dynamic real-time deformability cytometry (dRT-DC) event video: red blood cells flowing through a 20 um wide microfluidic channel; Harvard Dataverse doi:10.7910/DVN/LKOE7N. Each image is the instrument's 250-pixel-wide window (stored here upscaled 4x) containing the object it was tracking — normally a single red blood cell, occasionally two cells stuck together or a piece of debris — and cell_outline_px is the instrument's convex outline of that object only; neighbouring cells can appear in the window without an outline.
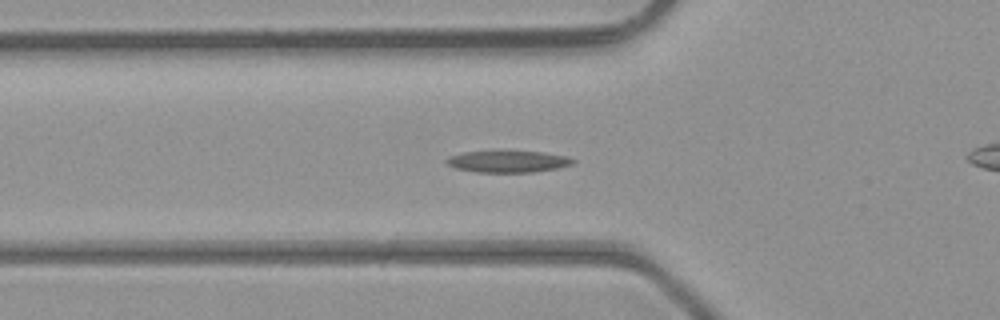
{"species": "common noctule bat (a hibernating species)", "species_latin": "Nyctalus noctula", "temperature_condition": "room temperature", "stored_images_in_passage": 47, "camera_frame_rate_fps": 3000, "um_per_image_px": 0.085, "animal": {"sex": "male", "body_mass_g": 23.1, "forearm_length_mm": 52.7}, "frame": {"image": 1, "passage_image": 16, "time_ms": 5.0, "image_size_px": [1000, 320], "cell_outline_px": [[576, 160], [572, 164], [556, 168], [532, 172], [476, 172], [456, 168], [444, 164], [444, 160], [448, 156], [464, 152], [492, 148], [544, 152], [568, 156]], "centroid_in_image_um": [43.1, 13.67], "position_along_channel_um": 82.7, "area_um2": 16.99}}
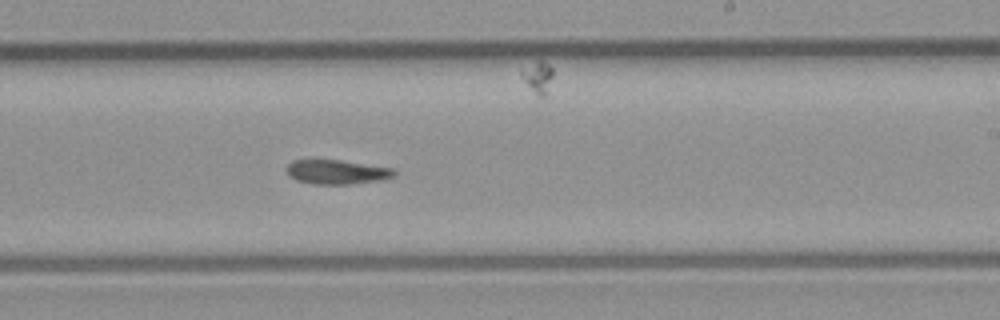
{"frame": {"image": 2, "passage_image": 28, "time_ms": 9.0, "image_size_px": [1000, 320], "cell_outline_px": [[396, 176], [384, 180], [348, 184], [312, 184], [296, 180], [288, 176], [288, 164], [292, 160], [340, 160], [392, 168], [396, 172]], "centroid_in_image_um": [28.65, 14.63], "position_along_channel_um": 260.3, "area_um2": 15.26}}
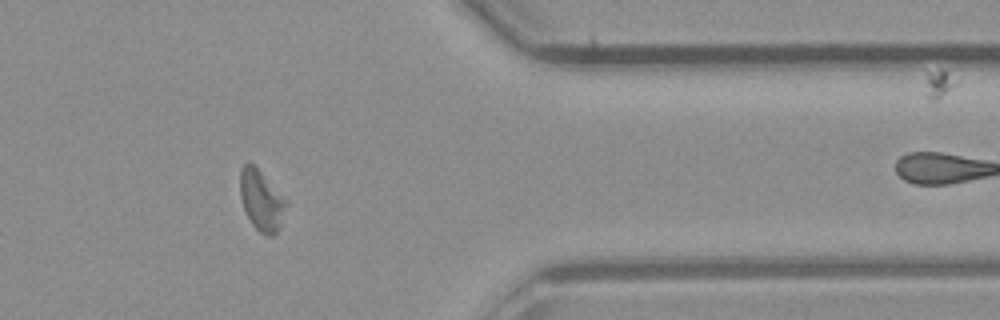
{"frame": {"image": 3, "passage_image": 38, "time_ms": 12.333, "image_size_px": [1000, 320], "cell_outline_px": [[288, 204], [280, 224], [276, 232], [272, 236], [268, 236], [260, 232], [252, 224], [244, 208], [240, 196], [240, 168], [248, 160], [288, 200]], "centroid_in_image_um": [22.22, 17.02], "position_along_channel_um": 389.2, "area_um2": 16.07}, "authors_computed_cell_mechanics": {"area_um2": 15.895, "velocity_mm_per_s": 4.4336, "shape_relaxation_time_tau1_ms": null, "shape_relaxation_time_tau2_ms": 4.553, "deformation_change_tau1": null, "deformation_change_tau2": 0.1284}}